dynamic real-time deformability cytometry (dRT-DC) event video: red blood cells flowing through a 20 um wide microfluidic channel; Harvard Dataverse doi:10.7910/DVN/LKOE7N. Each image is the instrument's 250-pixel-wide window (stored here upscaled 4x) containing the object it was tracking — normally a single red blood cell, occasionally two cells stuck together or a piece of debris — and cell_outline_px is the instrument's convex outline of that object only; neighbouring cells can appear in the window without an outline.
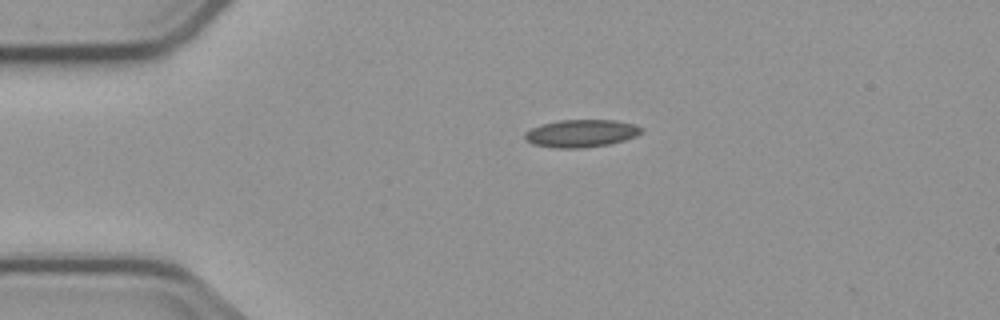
{"species": "common noctule bat (a hibernating species)", "species_latin": "Nyctalus noctula", "temperature_condition": "cold", "stored_images_in_passage": 1, "camera_frame_rate_fps": 3000, "um_per_image_px": 0.085, "animal": {"sex": "male", "body_mass_g": 23.1, "forearm_length_mm": 52.7}, "frame": {"image": 1, "passage_image": 1, "time_ms": 0.0, "image_size_px": [1000, 320], "cell_outline_px": [[644, 132], [636, 136], [624, 140], [608, 144], [580, 148], [556, 148], [532, 144], [524, 140], [524, 132], [540, 124], [560, 120], [616, 120], [636, 124], [644, 128]], "centroid_in_image_um": [49.41, 11.33], "position_along_channel_um": 35.6, "area_um2": 18.96}}